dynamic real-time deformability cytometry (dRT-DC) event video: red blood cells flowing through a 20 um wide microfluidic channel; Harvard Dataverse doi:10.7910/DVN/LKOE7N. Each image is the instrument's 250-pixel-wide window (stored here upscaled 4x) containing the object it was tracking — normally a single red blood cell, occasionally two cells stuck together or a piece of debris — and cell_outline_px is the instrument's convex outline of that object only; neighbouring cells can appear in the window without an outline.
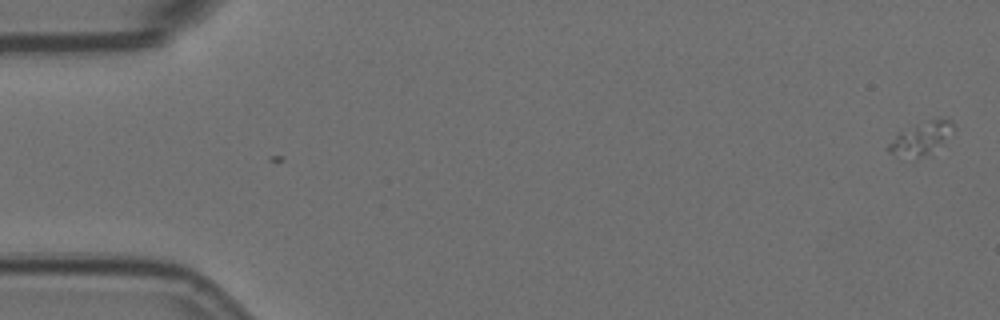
{"species": "Egyptian fruit bat (a non-hibernating species)", "species_latin": "Rousettus aegyptiacus", "temperature_condition": "room temperature", "stored_images_in_passage": 5, "camera_frame_rate_fps": 3000, "um_per_image_px": 0.085, "animal": {"sex": "female"}, "frame": {"image": 1, "passage_image": 1, "time_ms": 0.0, "image_size_px": [1000, 320], "cell_outline_px": [[952, 128], [940, 144], [928, 152], [888, 152], [884, 148], [900, 132], [928, 120], [940, 116], [952, 120]], "centroid_in_image_um": [78.32, 11.6], "position_along_channel_um": 6.7, "area_um2": 10.75}}
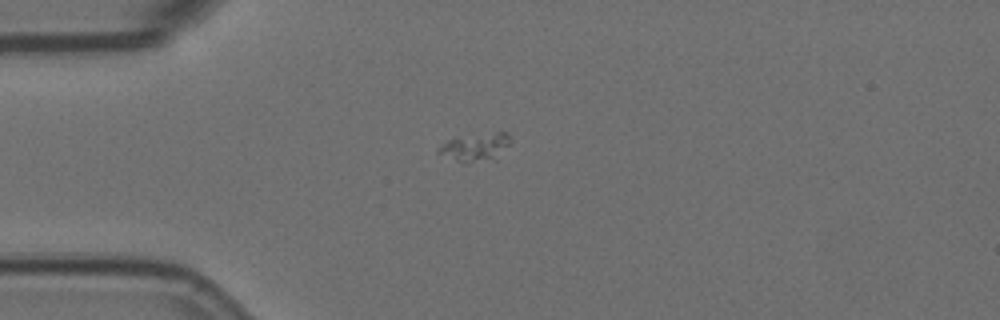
{"frame": {"image": 2, "passage_image": 5, "time_ms": 1.333, "image_size_px": [1000, 320], "cell_outline_px": [[508, 144], [496, 160], [464, 164], [436, 152], [436, 148], [448, 140], [496, 132], [508, 132]], "centroid_in_image_um": [40.39, 12.56], "position_along_channel_um": 44.6, "area_um2": 11.5}}